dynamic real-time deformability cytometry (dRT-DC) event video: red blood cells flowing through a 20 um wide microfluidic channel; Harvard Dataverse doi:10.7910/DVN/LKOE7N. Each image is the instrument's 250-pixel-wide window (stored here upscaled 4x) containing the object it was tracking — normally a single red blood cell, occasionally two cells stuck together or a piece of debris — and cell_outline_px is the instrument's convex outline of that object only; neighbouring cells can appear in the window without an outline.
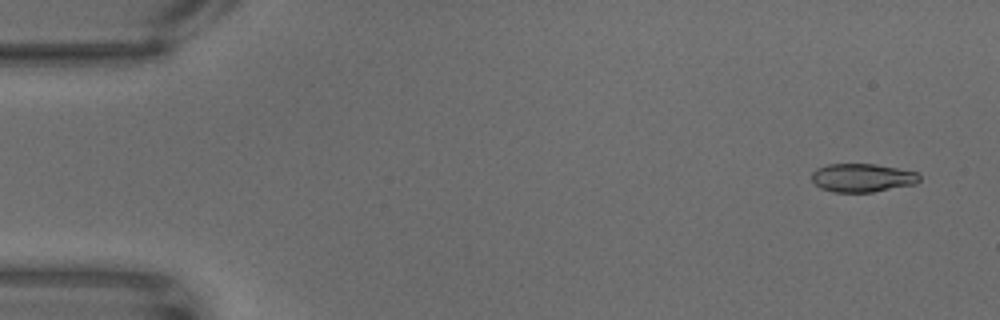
{"species": "common noctule bat (a hibernating species)", "species_latin": "Nyctalus noctula", "temperature_condition": "warm", "stored_images_in_passage": 64, "camera_frame_rate_fps": 3000, "um_per_image_px": 0.085, "animal": {"sex": "male", "body_mass_g": 18.8}, "frame": {"image": 1, "passage_image": 4, "time_ms": 1.0, "image_size_px": [1000, 320], "cell_outline_px": [[920, 180], [916, 184], [872, 192], [836, 192], [820, 188], [812, 180], [812, 172], [816, 168], [828, 164], [876, 164], [916, 172], [920, 176]], "centroid_in_image_um": [73.29, 15.11], "position_along_channel_um": 11.7, "area_um2": 17.8}}
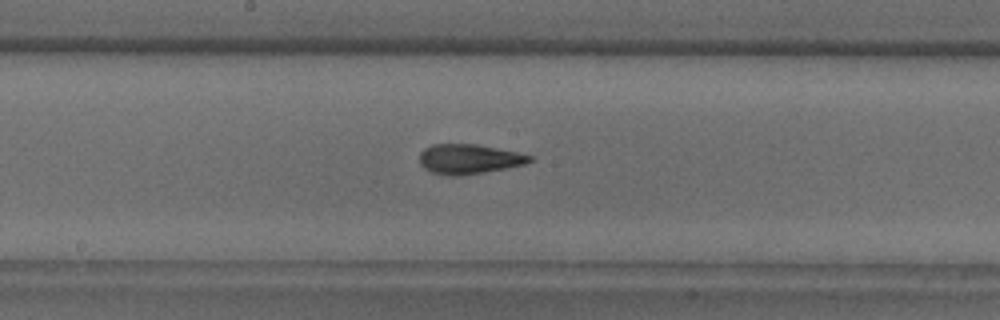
{"frame": {"image": 2, "passage_image": 34, "time_ms": 11.0, "image_size_px": [1000, 320], "cell_outline_px": [[532, 160], [524, 164], [484, 172], [456, 176], [448, 176], [432, 172], [424, 168], [420, 164], [420, 152], [424, 148], [432, 144], [476, 144], [516, 152], [532, 156]], "centroid_in_image_um": [39.81, 13.51], "position_along_channel_um": 208.4, "area_um2": 18.9}}
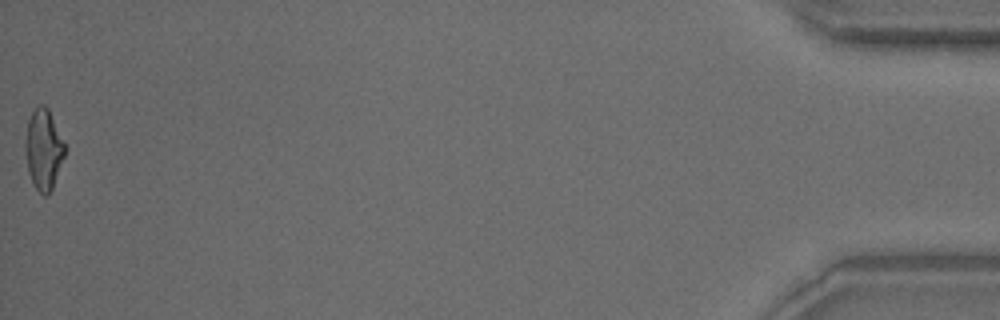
{"frame": {"image": 3, "passage_image": 64, "time_ms": 21.0, "image_size_px": [1000, 320], "cell_outline_px": [[64, 156], [52, 188], [44, 196], [36, 188], [28, 172], [24, 152], [24, 140], [28, 120], [36, 104], [44, 104], [48, 108], [64, 144]], "centroid_in_image_um": [3.65, 12.65], "position_along_channel_um": 431.5, "area_um2": 18.32}}